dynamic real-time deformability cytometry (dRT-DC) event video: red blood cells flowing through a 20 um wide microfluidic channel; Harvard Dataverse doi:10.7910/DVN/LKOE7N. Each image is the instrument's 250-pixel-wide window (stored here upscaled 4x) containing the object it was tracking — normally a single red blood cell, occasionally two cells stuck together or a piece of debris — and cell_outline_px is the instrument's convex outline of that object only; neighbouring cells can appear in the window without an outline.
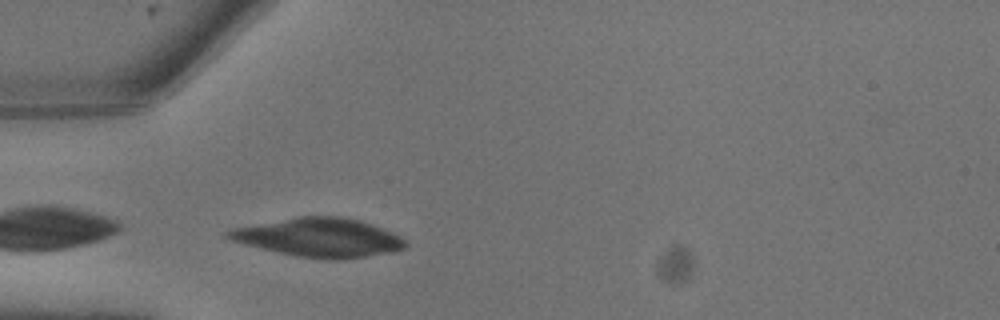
{"species": "common noctule bat (a hibernating species)", "species_latin": "Nyctalus noctula", "temperature_condition": "warm", "stored_images_in_passage": 3, "camera_frame_rate_fps": 3000, "um_per_image_px": 0.085, "animal": {"sex": "male", "body_mass_g": 13.3}, "frame": {"image": 1, "passage_image": 3, "time_ms": 0.667, "image_size_px": [1000, 320], "cell_outline_px": [[408, 244], [404, 248], [388, 252], [340, 260], [324, 260], [296, 256], [260, 248], [232, 240], [224, 236], [224, 232], [232, 228], [300, 216], [340, 216], [360, 220], [372, 224], [392, 232], [400, 236]], "centroid_in_image_um": [27.11, 20.19], "position_along_channel_um": 57.9, "area_um2": 39.82}}